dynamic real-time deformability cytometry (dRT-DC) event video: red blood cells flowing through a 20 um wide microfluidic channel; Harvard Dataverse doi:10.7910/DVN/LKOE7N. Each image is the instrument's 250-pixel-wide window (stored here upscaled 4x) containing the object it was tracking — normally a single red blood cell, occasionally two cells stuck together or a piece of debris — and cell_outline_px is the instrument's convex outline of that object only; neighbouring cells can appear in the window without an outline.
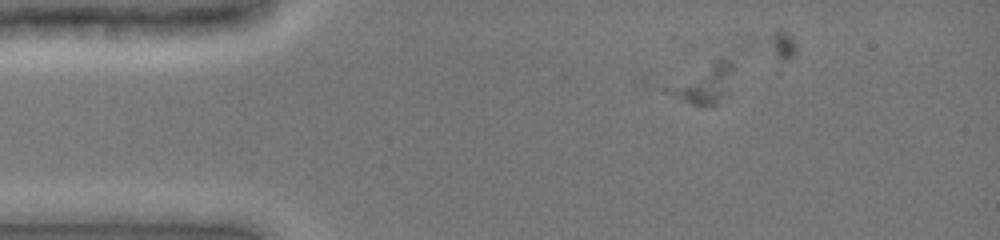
{"species": "common noctule bat (a hibernating species)", "species_latin": "Nyctalus noctula", "temperature_condition": "cold", "stored_images_in_passage": 5, "camera_frame_rate_fps": 3000, "um_per_image_px": 0.085, "animal": {"sex": "female", "body_mass_g": 19.0, "forearm_length_mm": 51.5}, "frame": {"image": 1, "passage_image": 1, "time_ms": 0.0, "image_size_px": [1000, 240], "cell_outline_px": [[732, 68], [728, 92], [716, 104], [692, 104], [664, 92], [664, 88], [720, 56], [732, 60]], "centroid_in_image_um": [59.85, 7.08], "position_along_channel_um": 25.2, "area_um2": 14.51}}